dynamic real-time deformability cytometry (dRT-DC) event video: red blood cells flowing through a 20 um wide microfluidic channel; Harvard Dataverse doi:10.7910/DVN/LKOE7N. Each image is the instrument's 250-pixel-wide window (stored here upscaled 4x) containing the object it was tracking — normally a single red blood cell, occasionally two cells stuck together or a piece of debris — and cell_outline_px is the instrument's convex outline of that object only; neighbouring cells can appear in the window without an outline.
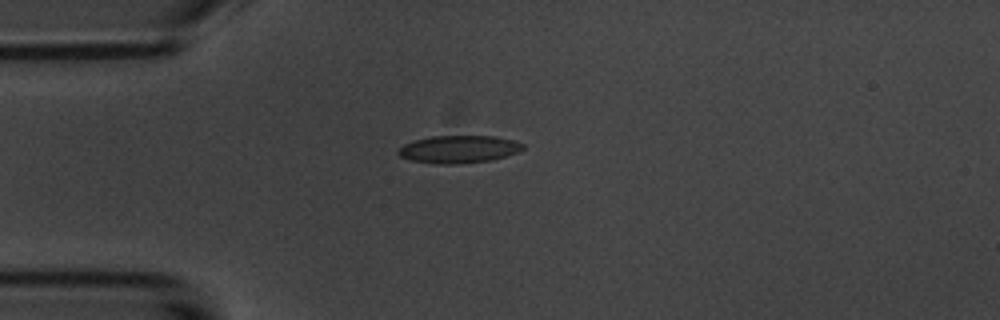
{"species": "common noctule bat (a hibernating species)", "species_latin": "Nyctalus noctula", "temperature_condition": "room temperature", "stored_images_in_passage": 1, "camera_frame_rate_fps": 3000, "um_per_image_px": 0.085, "animal": {"sex": "male", "body_mass_g": 20.1, "forearm_length_mm": 53.5}, "frame": {"image": 1, "passage_image": 1, "time_ms": 0.0, "image_size_px": [1000, 320], "cell_outline_px": [[524, 148], [516, 152], [492, 160], [456, 164], [436, 164], [412, 160], [400, 156], [396, 152], [404, 144], [412, 140], [432, 136], [496, 136], [512, 140], [524, 144]], "centroid_in_image_um": [38.96, 12.68], "position_along_channel_um": 46.0, "area_um2": 19.94}}